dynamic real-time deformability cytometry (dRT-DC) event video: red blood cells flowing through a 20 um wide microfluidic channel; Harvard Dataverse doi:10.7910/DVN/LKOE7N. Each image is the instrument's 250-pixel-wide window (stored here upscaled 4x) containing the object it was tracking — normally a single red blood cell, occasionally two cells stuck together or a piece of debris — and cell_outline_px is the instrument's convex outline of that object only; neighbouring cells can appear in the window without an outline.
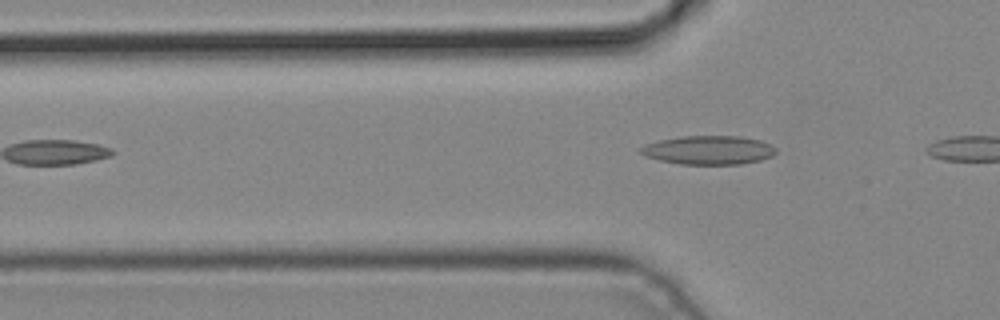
{"species": "common noctule bat (a hibernating species)", "species_latin": "Nyctalus noctula", "temperature_condition": "cold", "stored_images_in_passage": 5, "camera_frame_rate_fps": 3000, "um_per_image_px": 0.085, "animal": {"sex": "male", "body_mass_g": 19.2, "forearm_length_mm": 51.8}, "frame": {"image": 1, "passage_image": 3, "time_ms": 0.667, "image_size_px": [1000, 320], "cell_outline_px": [[776, 152], [772, 156], [760, 160], [740, 164], [680, 164], [660, 160], [644, 156], [640, 152], [640, 148], [644, 144], [656, 140], [684, 136], [740, 136], [760, 140], [772, 144], [776, 148]], "centroid_in_image_um": [60.22, 12.75], "position_along_channel_um": 65.6, "area_um2": 22.83}}